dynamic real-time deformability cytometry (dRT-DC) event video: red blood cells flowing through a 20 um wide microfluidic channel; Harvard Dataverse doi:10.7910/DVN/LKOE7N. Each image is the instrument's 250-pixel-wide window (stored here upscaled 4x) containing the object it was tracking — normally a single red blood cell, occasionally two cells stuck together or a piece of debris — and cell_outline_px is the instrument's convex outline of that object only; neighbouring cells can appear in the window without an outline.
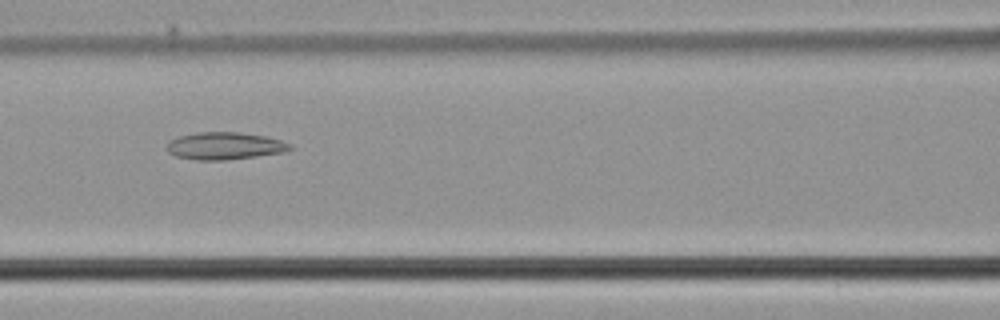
{"species": "common noctule bat (a hibernating species)", "species_latin": "Nyctalus noctula", "temperature_condition": "cold", "stored_images_in_passage": 50, "camera_frame_rate_fps": 3000, "um_per_image_px": 0.085, "animal": {"sex": "male", "body_mass_g": 21.5, "forearm_length_mm": 52.0}, "frame": {"image": 1, "passage_image": 22, "time_ms": 7.0, "image_size_px": [1000, 320], "cell_outline_px": [[296, 148], [284, 152], [256, 156], [224, 160], [196, 160], [176, 156], [168, 152], [168, 140], [180, 136], [196, 132], [236, 132], [268, 136], [292, 144]], "centroid_in_image_um": [19.14, 12.39], "position_along_channel_um": 147.5, "area_um2": 19.71}}
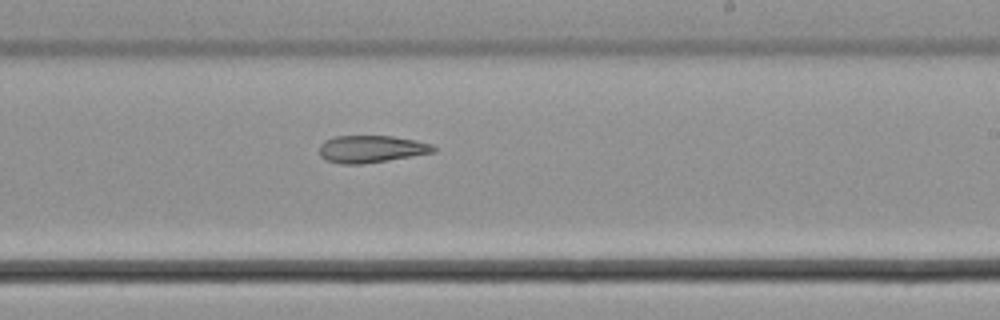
{"frame": {"image": 2, "passage_image": 30, "time_ms": 9.667, "image_size_px": [1000, 320], "cell_outline_px": [[436, 152], [388, 160], [360, 164], [340, 164], [324, 160], [320, 156], [320, 144], [324, 140], [332, 136], [392, 136], [416, 140], [432, 144], [436, 148]], "centroid_in_image_um": [31.53, 12.66], "position_along_channel_um": 257.5, "area_um2": 18.26}}
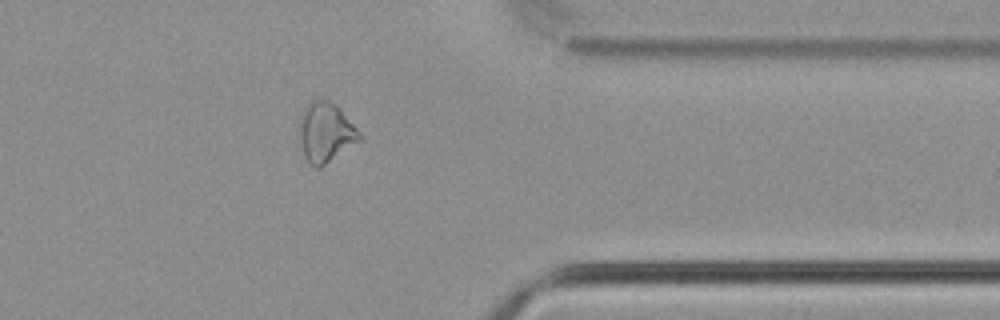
{"frame": {"image": 3, "passage_image": 40, "time_ms": 13.0, "image_size_px": [1000, 320], "cell_outline_px": [[360, 140], [320, 168], [316, 168], [304, 156], [300, 140], [300, 120], [304, 108], [308, 100], [320, 96], [336, 104], [340, 108], [360, 132]], "centroid_in_image_um": [27.67, 11.19], "position_along_channel_um": 383.7, "area_um2": 20.92}}